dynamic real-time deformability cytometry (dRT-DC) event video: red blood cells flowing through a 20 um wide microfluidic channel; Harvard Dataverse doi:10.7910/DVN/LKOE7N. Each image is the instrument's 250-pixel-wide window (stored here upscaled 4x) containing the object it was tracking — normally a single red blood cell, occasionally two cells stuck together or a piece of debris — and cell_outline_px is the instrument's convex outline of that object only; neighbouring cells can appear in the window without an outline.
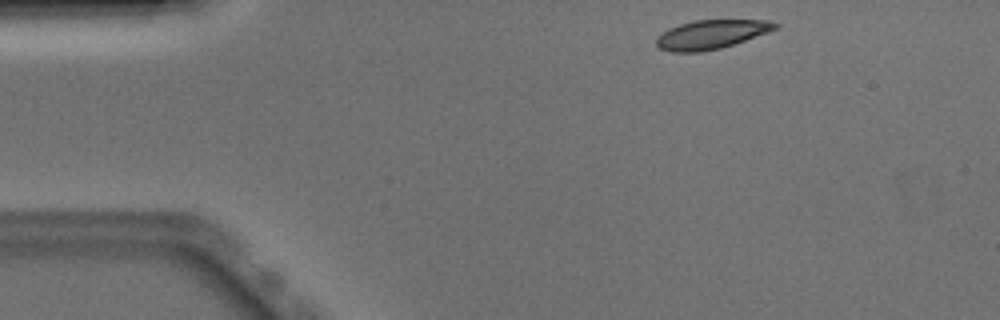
{"species": "Egyptian fruit bat (a non-hibernating species)", "species_latin": "Rousettus aegyptiacus", "temperature_condition": "warm", "stored_images_in_passage": 45, "camera_frame_rate_fps": 3000, "um_per_image_px": 0.085, "animal": {"sex": "male"}, "frame": {"image": 1, "passage_image": 1, "time_ms": 0.0, "image_size_px": [1000, 320], "cell_outline_px": [[780, 24], [776, 28], [768, 32], [720, 48], [700, 52], [672, 52], [660, 48], [656, 44], [656, 36], [668, 28], [680, 24], [696, 20], [768, 20]], "centroid_in_image_um": [60.42, 2.92], "position_along_channel_um": 24.6, "area_um2": 19.88}}
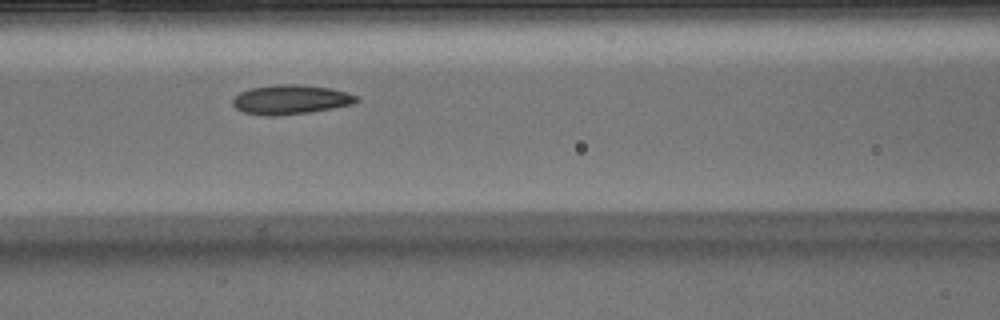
{"frame": {"image": 2, "passage_image": 15, "time_ms": 4.667, "image_size_px": [1000, 320], "cell_outline_px": [[360, 100], [352, 104], [312, 112], [276, 116], [264, 116], [244, 112], [236, 108], [232, 104], [232, 100], [240, 92], [252, 88], [276, 84], [304, 84], [332, 88], [348, 92], [360, 96]], "centroid_in_image_um": [24.75, 8.46], "position_along_channel_um": 141.8, "area_um2": 21.5}}
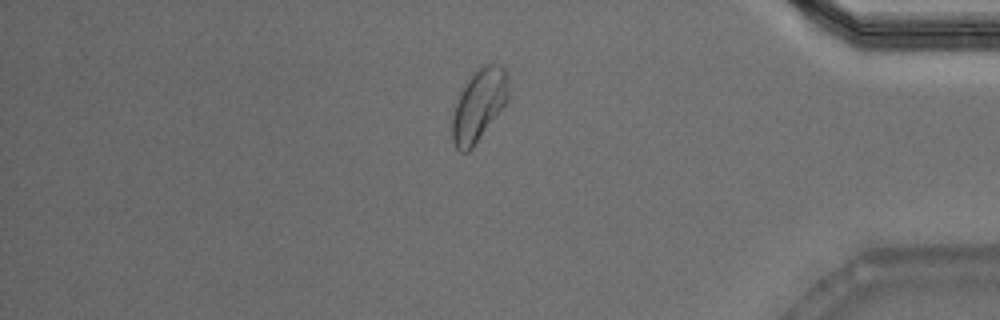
{"frame": {"image": 3, "passage_image": 37, "time_ms": 12.0, "image_size_px": [1000, 320], "cell_outline_px": [[508, 100], [472, 148], [468, 152], [460, 152], [456, 148], [452, 140], [452, 112], [460, 92], [472, 72], [476, 68], [484, 64], [496, 64], [504, 68], [508, 84]], "centroid_in_image_um": [40.67, 8.92], "position_along_channel_um": 394.5, "area_um2": 23.47}, "authors_computed_cell_mechanics": {"area_um2": 20.9236, "velocity_mm_per_s": 3.8733, "shape_relaxation_time_tau1_ms": 5.6049, "shape_relaxation_time_tau2_ms": 2.6595, "deformation_change_tau1": 0.1562, "deformation_change_tau2": 0.0672}}